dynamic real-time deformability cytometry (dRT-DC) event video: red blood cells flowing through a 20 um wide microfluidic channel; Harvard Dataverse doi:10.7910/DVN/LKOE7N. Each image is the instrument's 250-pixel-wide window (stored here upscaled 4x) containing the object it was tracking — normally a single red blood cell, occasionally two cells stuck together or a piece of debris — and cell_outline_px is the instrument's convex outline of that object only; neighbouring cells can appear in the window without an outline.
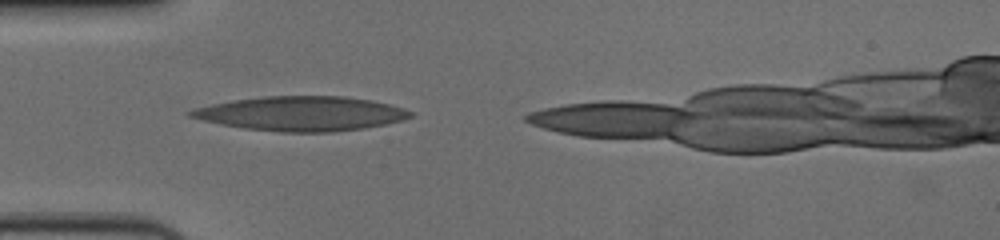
{"species": "human", "species_latin": "Homo sapiens", "temperature_condition": "cold", "stored_images_in_passage": 33, "camera_frame_rate_fps": 3000, "um_per_image_px": 0.085, "donor": {"sex": "female"}, "frame": {"image": 1, "passage_image": 1, "time_ms": 0.0, "image_size_px": [1000, 240], "cell_outline_px": [[412, 116], [404, 120], [364, 128], [332, 132], [280, 132], [244, 128], [204, 120], [188, 116], [184, 112], [196, 108], [212, 104], [236, 100], [264, 96], [344, 96], [372, 100], [404, 108], [412, 112]], "centroid_in_image_um": [25.63, 9.65], "position_along_channel_um": 59.4, "area_um2": 43.87}}
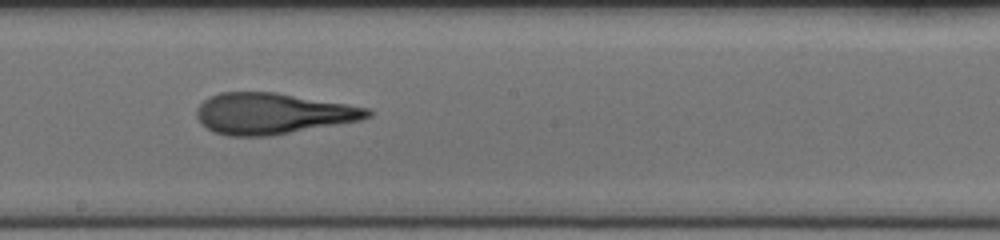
{"frame": {"image": 2, "passage_image": 15, "time_ms": 4.667, "image_size_px": [1000, 240], "cell_outline_px": [[372, 116], [360, 120], [272, 136], [228, 136], [212, 132], [200, 124], [196, 116], [196, 108], [208, 96], [220, 92], [276, 92], [348, 104], [368, 108], [372, 112]], "centroid_in_image_um": [23.13, 9.65], "position_along_channel_um": 225.1, "area_um2": 41.21}}
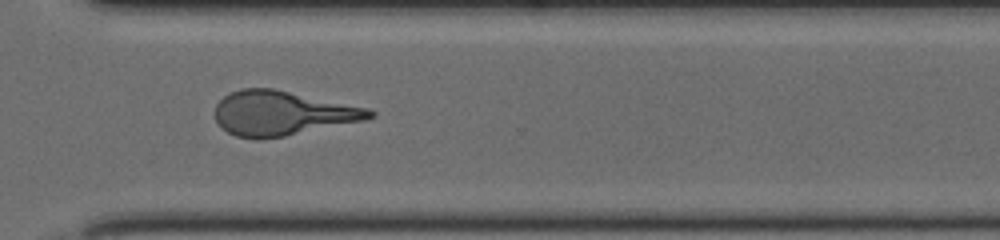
{"frame": {"image": 3, "passage_image": 25, "time_ms": 8.0, "image_size_px": [1000, 240], "cell_outline_px": [[376, 116], [364, 120], [284, 136], [256, 140], [236, 136], [228, 132], [216, 120], [216, 104], [224, 96], [240, 88], [272, 88], [368, 108], [376, 112]], "centroid_in_image_um": [23.98, 9.62], "position_along_channel_um": 346.6, "area_um2": 39.65}}